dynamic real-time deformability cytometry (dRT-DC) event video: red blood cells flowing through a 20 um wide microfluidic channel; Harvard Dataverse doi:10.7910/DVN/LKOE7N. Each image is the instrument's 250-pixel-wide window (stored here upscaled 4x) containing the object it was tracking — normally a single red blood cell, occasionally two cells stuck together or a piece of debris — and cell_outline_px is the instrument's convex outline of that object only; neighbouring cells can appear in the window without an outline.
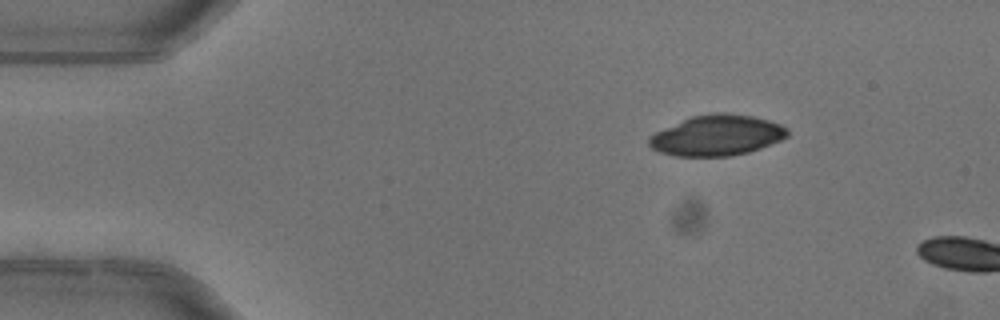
{"species": "common noctule bat (a hibernating species)", "species_latin": "Nyctalus noctula", "temperature_condition": "warm", "stored_images_in_passage": 2, "camera_frame_rate_fps": 3000, "um_per_image_px": 0.085, "animal": {"sex": "female"}, "frame": {"image": 1, "passage_image": 1, "time_ms": 0.0, "image_size_px": [1000, 320], "cell_outline_px": [[788, 136], [780, 140], [760, 148], [748, 152], [732, 156], [676, 156], [660, 152], [652, 148], [648, 144], [648, 136], [656, 132], [692, 116], [716, 112], [724, 112], [752, 116], [768, 120], [780, 124], [788, 128]], "centroid_in_image_um": [60.94, 11.51], "position_along_channel_um": 24.1, "area_um2": 32.6}}